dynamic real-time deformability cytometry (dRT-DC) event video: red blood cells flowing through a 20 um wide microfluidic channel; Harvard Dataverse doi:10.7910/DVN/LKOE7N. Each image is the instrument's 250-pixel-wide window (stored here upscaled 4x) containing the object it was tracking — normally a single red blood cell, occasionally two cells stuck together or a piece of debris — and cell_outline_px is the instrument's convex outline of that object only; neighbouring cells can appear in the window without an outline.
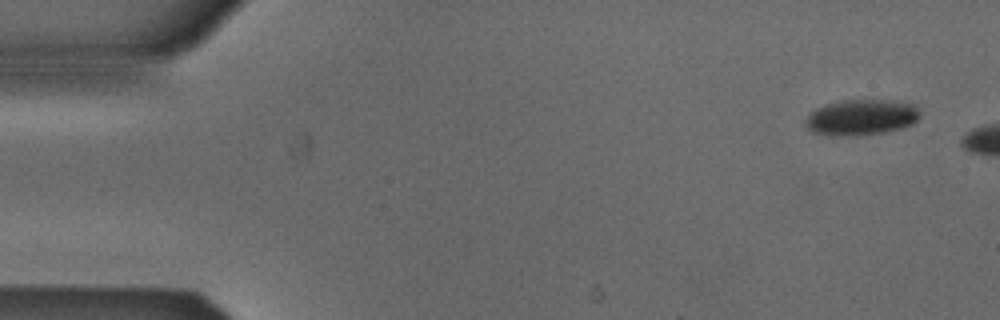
{"species": "Egyptian fruit bat (a non-hibernating species)", "species_latin": "Rousettus aegyptiacus", "temperature_condition": "cold", "stored_images_in_passage": 4, "camera_frame_rate_fps": 3000, "um_per_image_px": 0.085, "animal": {"sex": "male"}, "frame": {"image": 1, "passage_image": 1, "time_ms": 0.0, "image_size_px": [1000, 320], "cell_outline_px": [[920, 116], [912, 124], [904, 128], [884, 132], [856, 136], [832, 136], [812, 132], [804, 124], [804, 120], [808, 112], [824, 104], [840, 100], [896, 100], [916, 104], [920, 112]], "centroid_in_image_um": [73.19, 9.97], "position_along_channel_um": 11.8, "area_um2": 24.51}}